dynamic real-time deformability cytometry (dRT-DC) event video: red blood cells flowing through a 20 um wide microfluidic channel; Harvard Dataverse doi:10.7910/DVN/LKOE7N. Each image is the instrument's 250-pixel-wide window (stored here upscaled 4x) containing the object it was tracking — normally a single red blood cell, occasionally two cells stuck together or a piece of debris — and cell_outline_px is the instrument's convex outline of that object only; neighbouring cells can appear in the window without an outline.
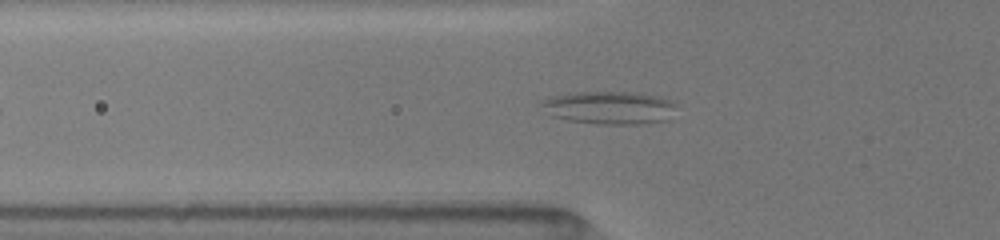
{"species": "common noctule bat (a hibernating species)", "species_latin": "Nyctalus noctula", "temperature_condition": "room temperature", "stored_images_in_passage": 49, "camera_frame_rate_fps": 3000, "um_per_image_px": 0.085, "animal": {"sex": "female", "body_mass_g": 19.5, "forearm_length_mm": 54.1}, "frame": {"image": 1, "passage_image": 12, "time_ms": 3.0, "image_size_px": [1000, 240], "cell_outline_px": [[676, 104], [668, 120], [648, 124], [596, 124], [568, 120], [556, 116], [540, 104], [544, 100], [552, 96], [576, 92], [636, 92], [660, 96]], "centroid_in_image_um": [51.88, 9.15], "position_along_channel_um": 73.9, "area_um2": 25.66}}
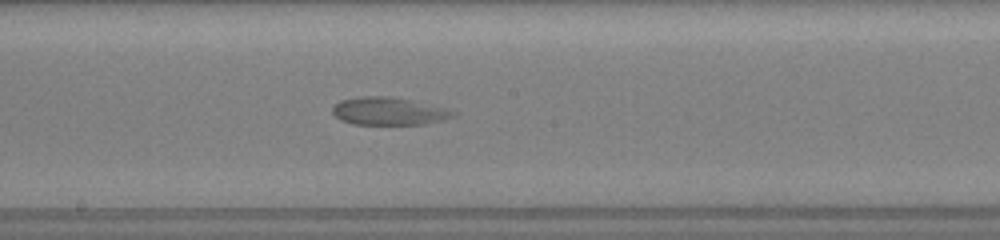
{"frame": {"image": 2, "passage_image": 27, "time_ms": 6.667, "image_size_px": [1000, 240], "cell_outline_px": [[456, 116], [424, 124], [352, 124], [340, 120], [332, 112], [332, 108], [340, 100], [360, 96], [392, 96], [456, 112]], "centroid_in_image_um": [32.95, 9.45], "position_along_channel_um": 215.3, "area_um2": 19.07}}
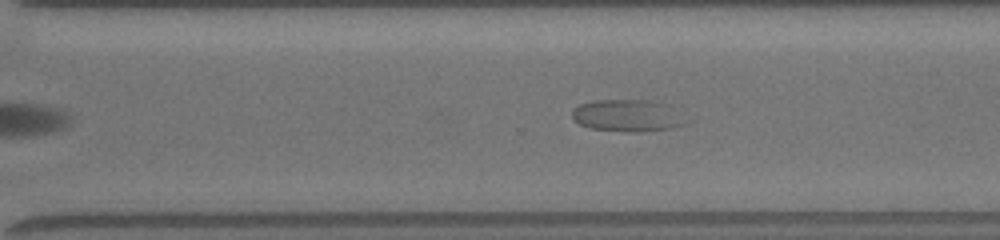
{"frame": {"image": 3, "passage_image": 36, "time_ms": 9.333, "image_size_px": [1000, 240], "cell_outline_px": [[684, 124], [672, 128], [640, 132], [628, 132], [592, 128], [580, 124], [572, 116], [572, 108], [580, 104], [596, 100], [648, 100], [660, 104]], "centroid_in_image_um": [53.12, 9.84], "position_along_channel_um": 317.5, "area_um2": 20.0}}